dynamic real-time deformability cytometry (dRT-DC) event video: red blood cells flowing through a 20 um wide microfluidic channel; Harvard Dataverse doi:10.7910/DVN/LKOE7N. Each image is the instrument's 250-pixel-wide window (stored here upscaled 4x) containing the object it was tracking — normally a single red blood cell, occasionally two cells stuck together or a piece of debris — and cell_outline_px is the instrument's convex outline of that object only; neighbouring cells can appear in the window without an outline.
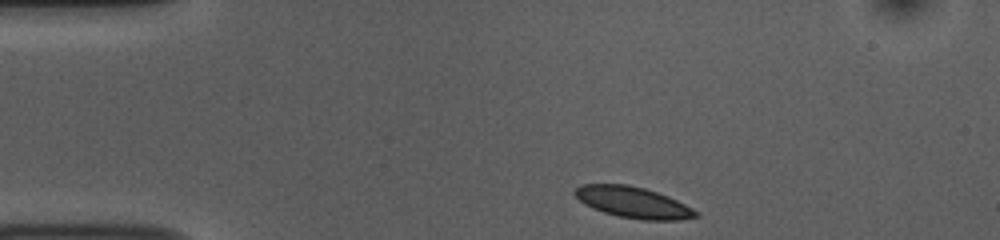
{"species": "common noctule bat (a hibernating species)", "species_latin": "Nyctalus noctula", "temperature_condition": "room temperature", "stored_images_in_passage": 45, "camera_frame_rate_fps": 3000, "um_per_image_px": 0.085, "animal": {"sex": "female", "body_mass_g": 10.0, "forearm_length_mm": 53.1}, "frame": {"image": 1, "passage_image": 1, "time_ms": 0.0, "image_size_px": [1000, 240], "cell_outline_px": [[700, 216], [680, 220], [640, 220], [620, 216], [604, 212], [592, 208], [584, 204], [572, 192], [580, 184], [628, 184], [644, 188], [668, 196], [692, 208]], "centroid_in_image_um": [53.79, 17.2], "position_along_channel_um": 31.2, "area_um2": 21.85}}
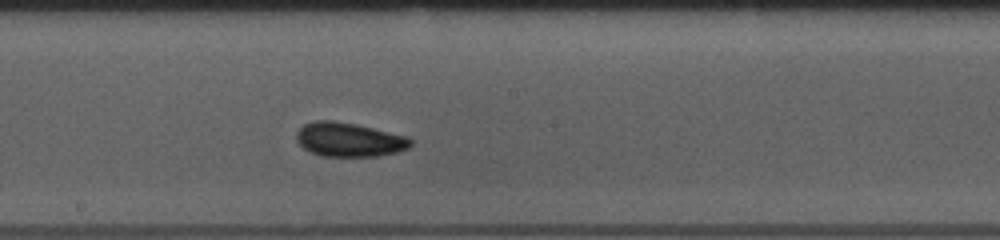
{"frame": {"image": 2, "passage_image": 20, "time_ms": 6.333, "image_size_px": [1000, 240], "cell_outline_px": [[412, 144], [408, 148], [396, 152], [376, 156], [320, 156], [308, 152], [296, 140], [296, 132], [304, 124], [316, 120], [332, 120], [356, 124], [408, 136], [412, 140]], "centroid_in_image_um": [29.65, 11.87], "position_along_channel_um": 218.5, "area_um2": 22.77}}
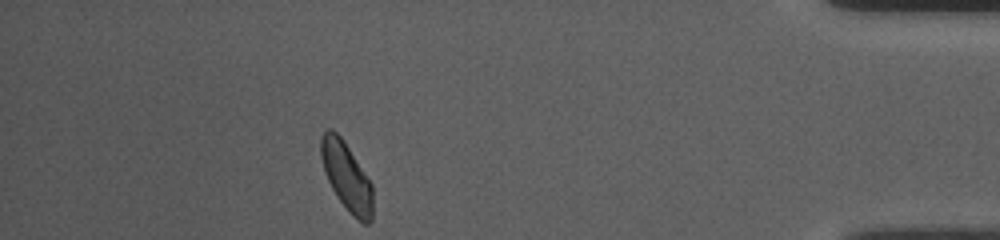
{"frame": {"image": 3, "passage_image": 39, "time_ms": 12.667, "image_size_px": [1000, 240], "cell_outline_px": [[372, 220], [368, 224], [364, 224], [352, 216], [348, 212], [332, 188], [324, 172], [320, 156], [320, 136], [328, 128], [332, 128], [344, 140], [372, 184]], "centroid_in_image_um": [29.44, 14.98], "position_along_channel_um": 405.8, "area_um2": 20.69}, "authors_computed_cell_mechanics": {"area_um2": 21.6172, "velocity_mm_per_s": 3.7175, "shape_relaxation_time_tau1_ms": 2.5474, "shape_relaxation_time_tau2_ms": 2.8489, "deformation_change_tau1": 0.0787, "deformation_change_tau2": 0.0555}}